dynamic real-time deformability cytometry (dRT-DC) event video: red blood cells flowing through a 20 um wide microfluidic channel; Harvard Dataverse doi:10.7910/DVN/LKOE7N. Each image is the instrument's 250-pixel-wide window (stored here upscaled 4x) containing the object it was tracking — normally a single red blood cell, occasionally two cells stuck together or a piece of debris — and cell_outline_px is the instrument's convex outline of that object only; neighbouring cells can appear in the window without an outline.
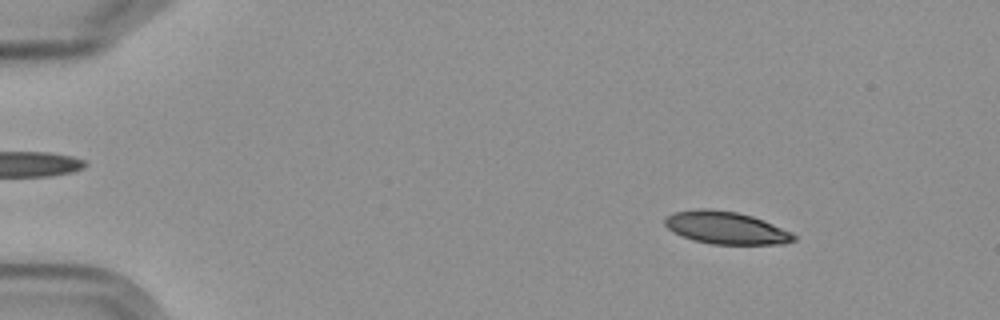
{"species": "Egyptian fruit bat (a non-hibernating species)", "species_latin": "Rousettus aegyptiacus", "temperature_condition": "cold", "stored_images_in_passage": 6, "camera_frame_rate_fps": 3000, "um_per_image_px": 0.085, "frame": {"image": 1, "passage_image": 2, "time_ms": 1.0, "image_size_px": [1000, 320], "cell_outline_px": [[796, 240], [784, 244], [712, 244], [692, 240], [672, 232], [664, 224], [664, 220], [668, 216], [676, 212], [700, 208], [704, 208], [736, 212], [752, 216], [764, 220], [792, 232], [796, 236]], "centroid_in_image_um": [61.73, 19.37], "position_along_channel_um": 23.3, "area_um2": 24.39}}
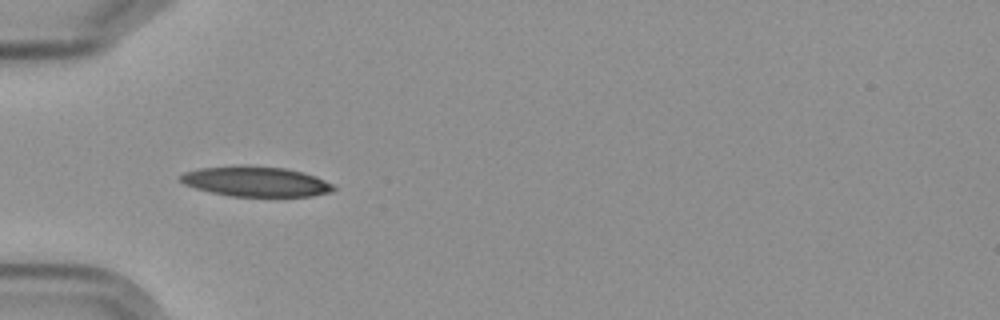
{"frame": {"image": 2, "passage_image": 5, "time_ms": 4.667, "image_size_px": [1000, 320], "cell_outline_px": [[336, 188], [332, 192], [312, 196], [228, 196], [196, 188], [184, 184], [180, 180], [180, 176], [184, 172], [200, 168], [284, 168], [316, 176], [332, 184]], "centroid_in_image_um": [21.79, 15.48], "position_along_channel_um": 63.2, "area_um2": 25.66}}
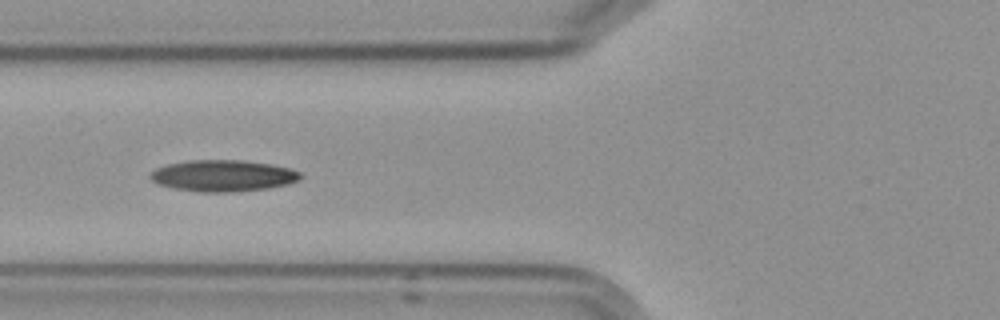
{"frame": {"image": 3, "passage_image": 6, "time_ms": 6.0, "image_size_px": [1000, 320], "cell_outline_px": [[300, 180], [288, 184], [268, 188], [228, 192], [200, 192], [172, 188], [160, 184], [152, 180], [148, 176], [156, 168], [168, 164], [188, 160], [244, 160], [272, 164], [288, 168], [300, 172]], "centroid_in_image_um": [18.95, 14.93], "position_along_channel_um": 106.8, "area_um2": 27.46}}